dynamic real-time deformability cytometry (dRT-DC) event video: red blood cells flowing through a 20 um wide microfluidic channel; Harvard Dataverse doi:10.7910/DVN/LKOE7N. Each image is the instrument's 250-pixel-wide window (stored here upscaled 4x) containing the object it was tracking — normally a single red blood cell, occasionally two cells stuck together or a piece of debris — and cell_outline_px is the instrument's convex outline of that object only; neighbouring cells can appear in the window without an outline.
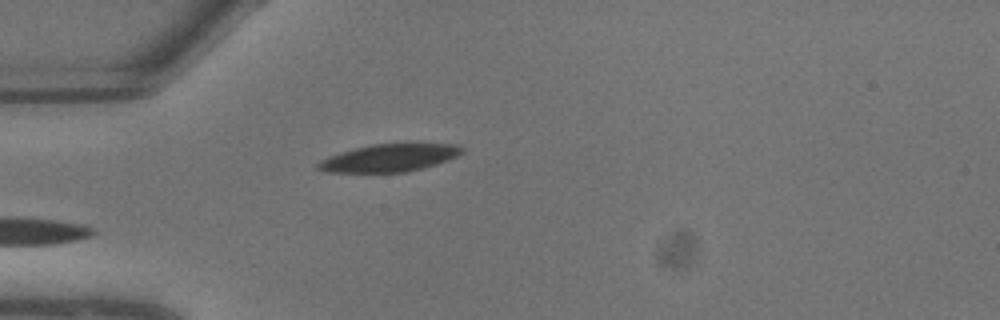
{"species": "common noctule bat (a hibernating species)", "species_latin": "Nyctalus noctula", "temperature_condition": "warm", "stored_images_in_passage": 2, "camera_frame_rate_fps": 3000, "um_per_image_px": 0.085, "animal": {"sex": "male", "body_mass_g": 13.3}, "frame": {"image": 1, "passage_image": 2, "time_ms": 0.333, "image_size_px": [1000, 320], "cell_outline_px": [[464, 152], [448, 160], [424, 168], [408, 172], [324, 172], [316, 168], [316, 164], [320, 160], [328, 156], [356, 148], [372, 144], [456, 144], [464, 148]], "centroid_in_image_um": [33.09, 13.43], "position_along_channel_um": 51.9, "area_um2": 23.06}}